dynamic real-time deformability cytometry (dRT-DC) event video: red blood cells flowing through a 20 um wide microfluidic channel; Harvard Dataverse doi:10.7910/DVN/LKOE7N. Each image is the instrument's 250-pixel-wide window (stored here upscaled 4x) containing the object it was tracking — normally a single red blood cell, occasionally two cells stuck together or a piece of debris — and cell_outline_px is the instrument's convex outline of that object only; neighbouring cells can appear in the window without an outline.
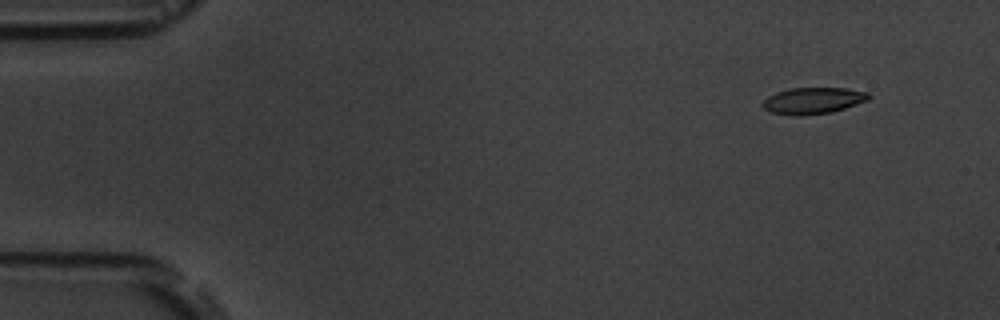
{"species": "common noctule bat (a hibernating species)", "species_latin": "Nyctalus noctula", "temperature_condition": "room temperature", "stored_images_in_passage": 3, "camera_frame_rate_fps": 3000, "um_per_image_px": 0.085, "animal": {"sex": "male", "body_mass_g": 19.5, "forearm_length_mm": 54.6}, "frame": {"image": 1, "passage_image": 1, "time_ms": 0.0, "image_size_px": [1000, 320], "cell_outline_px": [[872, 96], [868, 100], [832, 112], [800, 116], [796, 116], [772, 112], [764, 108], [760, 104], [768, 96], [776, 92], [788, 88], [844, 88], [868, 92]], "centroid_in_image_um": [69.1, 8.55], "position_along_channel_um": 15.9, "area_um2": 16.36}}